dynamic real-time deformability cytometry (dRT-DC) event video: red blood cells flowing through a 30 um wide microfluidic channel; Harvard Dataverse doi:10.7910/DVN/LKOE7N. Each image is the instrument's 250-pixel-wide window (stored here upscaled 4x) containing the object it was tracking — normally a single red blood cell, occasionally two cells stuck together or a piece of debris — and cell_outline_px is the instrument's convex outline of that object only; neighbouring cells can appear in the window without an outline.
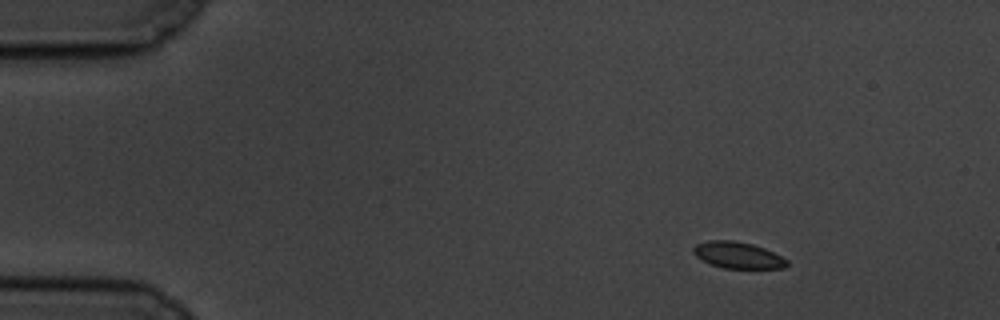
{"species": "common noctule bat (a hibernating species)", "species_latin": "Nyctalus noctula", "temperature_condition": "cold", "stored_images_in_passage": 52, "camera_frame_rate_fps": 3000, "um_per_image_px": 0.085, "animal": {"sex": "male", "body_mass_g": 19.5, "forearm_length_mm": 54.6}, "frame": {"image": 1, "passage_image": 1, "time_ms": 0.0, "image_size_px": [1000, 320], "cell_outline_px": [[788, 264], [784, 268], [724, 268], [708, 264], [696, 256], [692, 252], [692, 248], [696, 244], [708, 240], [736, 240], [752, 244], [764, 248], [788, 260]], "centroid_in_image_um": [62.67, 21.68], "position_along_channel_um": 22.3, "area_um2": 14.51}}
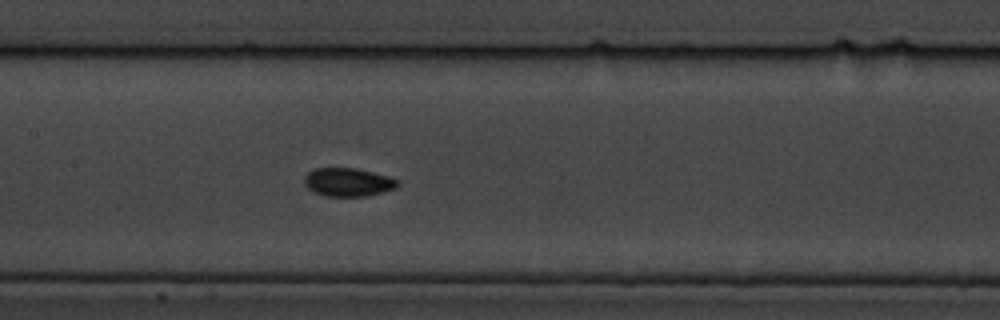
{"frame": {"image": 2, "passage_image": 22, "time_ms": 7.0, "image_size_px": [1000, 320], "cell_outline_px": [[400, 184], [396, 188], [364, 196], [324, 196], [312, 192], [304, 184], [304, 176], [312, 168], [356, 168], [388, 176], [400, 180]], "centroid_in_image_um": [29.55, 15.48], "position_along_channel_um": 177.8, "area_um2": 15.55}}
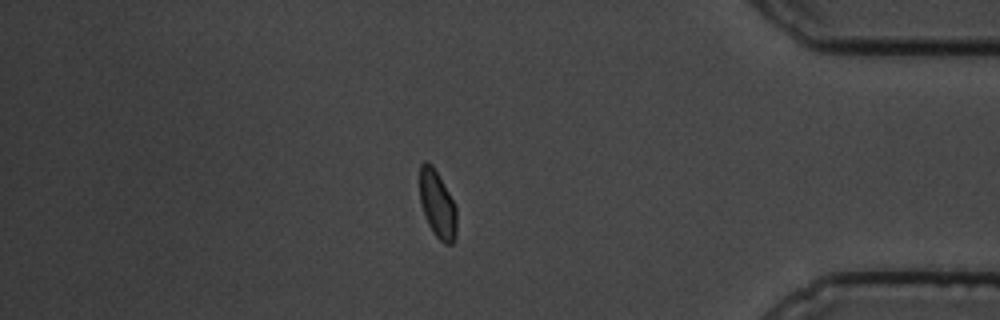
{"frame": {"image": 3, "passage_image": 44, "time_ms": 14.333, "image_size_px": [1000, 320], "cell_outline_px": [[456, 236], [452, 244], [444, 244], [432, 232], [428, 224], [420, 200], [420, 164], [424, 160], [428, 160], [432, 164], [456, 204]], "centroid_in_image_um": [37.18, 17.35], "position_along_channel_um": 398.0, "area_um2": 14.62}}